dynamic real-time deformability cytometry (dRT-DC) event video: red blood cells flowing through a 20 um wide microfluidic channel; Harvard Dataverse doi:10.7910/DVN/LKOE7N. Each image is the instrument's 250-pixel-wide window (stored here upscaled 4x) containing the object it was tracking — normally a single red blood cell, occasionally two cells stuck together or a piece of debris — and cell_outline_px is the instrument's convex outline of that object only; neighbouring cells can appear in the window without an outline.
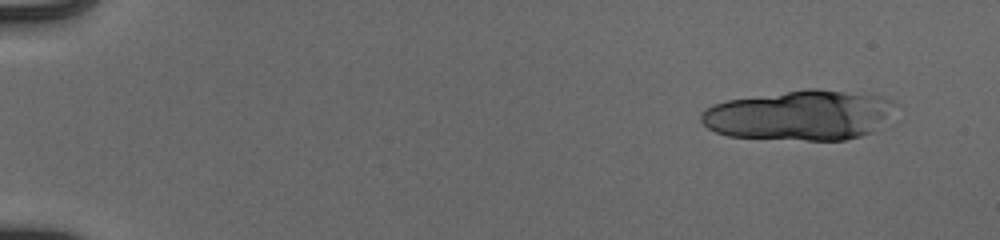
{"species": "human", "species_latin": "Homo sapiens", "temperature_condition": "cold", "stored_images_in_passage": 18, "camera_frame_rate_fps": 3000, "um_per_image_px": 0.085, "donor": {"sex": "male"}, "frame": {"image": 1, "passage_image": 1, "time_ms": 0.0, "image_size_px": [1000, 240], "cell_outline_px": [[900, 104], [872, 132], [860, 136], [844, 140], [804, 140], [728, 136], [716, 132], [708, 128], [700, 120], [700, 112], [704, 108], [712, 104], [728, 100], [808, 88], [816, 88], [880, 96], [892, 100]], "centroid_in_image_um": [67.96, 9.79], "position_along_channel_um": 17.0, "area_um2": 56.53}}